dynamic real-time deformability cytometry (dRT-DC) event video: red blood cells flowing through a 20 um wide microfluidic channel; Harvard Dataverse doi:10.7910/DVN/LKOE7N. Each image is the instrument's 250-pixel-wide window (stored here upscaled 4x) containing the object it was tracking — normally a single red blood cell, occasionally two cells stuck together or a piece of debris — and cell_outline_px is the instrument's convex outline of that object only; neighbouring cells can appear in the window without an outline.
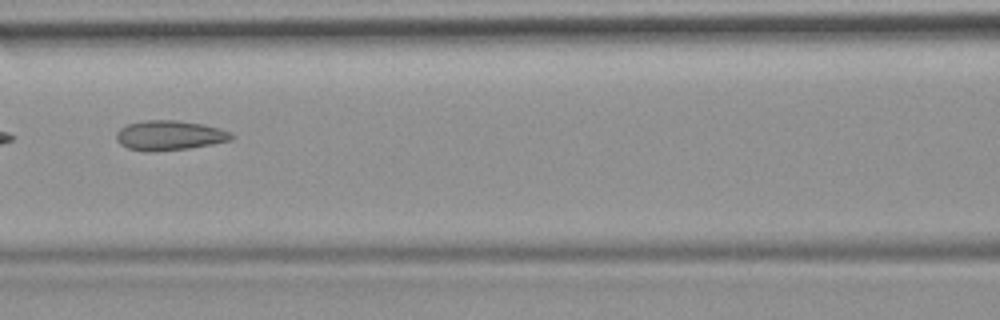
{"species": "common noctule bat (a hibernating species)", "species_latin": "Nyctalus noctula", "temperature_condition": "room temperature", "stored_images_in_passage": 8, "camera_frame_rate_fps": 3000, "um_per_image_px": 0.085, "animal": {"sex": "female", "body_mass_g": 19.9}, "frame": {"image": 1, "passage_image": 5, "time_ms": 1.333, "image_size_px": [1000, 320], "cell_outline_px": [[236, 136], [232, 140], [212, 144], [188, 148], [152, 152], [144, 152], [128, 148], [120, 144], [116, 140], [116, 132], [120, 128], [128, 124], [148, 120], [176, 120], [204, 124], [220, 128]], "centroid_in_image_um": [14.4, 11.51], "position_along_channel_um": 152.2, "area_um2": 20.06}}
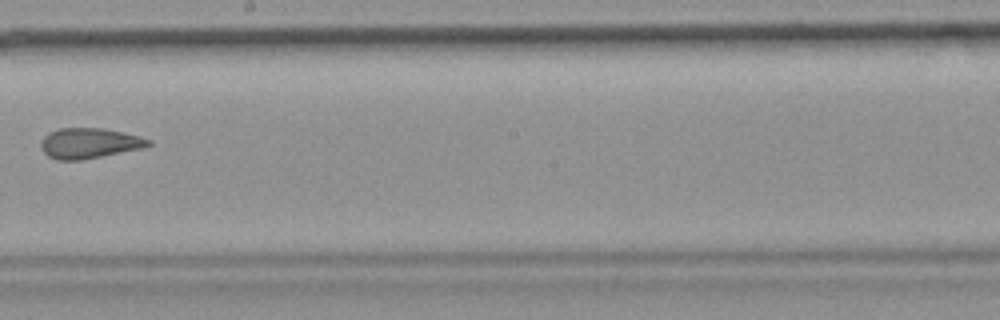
{"frame": {"image": 2, "passage_image": 7, "time_ms": 2.0, "image_size_px": [1000, 320], "cell_outline_px": [[152, 144], [144, 148], [80, 160], [56, 160], [48, 156], [40, 148], [40, 144], [44, 136], [48, 132], [60, 128], [104, 128], [124, 132], [140, 136], [152, 140]], "centroid_in_image_um": [7.6, 12.17], "position_along_channel_um": 240.6, "area_um2": 19.19}}